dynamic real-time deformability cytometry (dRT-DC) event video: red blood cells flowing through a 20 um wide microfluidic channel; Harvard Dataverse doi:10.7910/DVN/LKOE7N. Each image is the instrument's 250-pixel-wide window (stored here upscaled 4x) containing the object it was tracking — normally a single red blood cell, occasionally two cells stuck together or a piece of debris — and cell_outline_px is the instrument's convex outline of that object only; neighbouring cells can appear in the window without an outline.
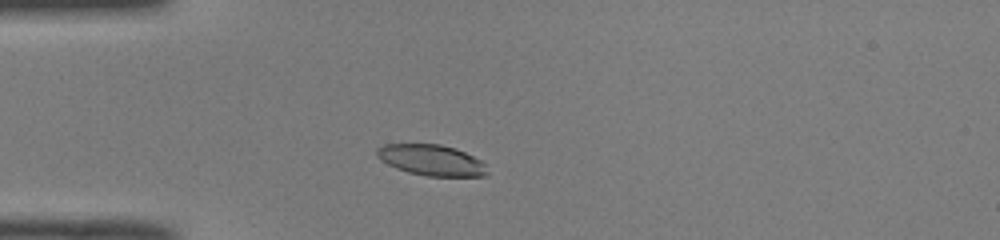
{"species": "common noctule bat (a hibernating species)", "species_latin": "Nyctalus noctula", "temperature_condition": "room temperature", "stored_images_in_passage": 40, "camera_frame_rate_fps": 3000, "um_per_image_px": 0.085, "animal": {"sex": "male", "body_mass_g": 19.0, "forearm_length_mm": 50.8}, "frame": {"image": 1, "passage_image": 3, "time_ms": 0.667, "image_size_px": [1000, 240], "cell_outline_px": [[488, 172], [484, 176], [428, 176], [408, 172], [396, 168], [388, 164], [376, 156], [376, 148], [384, 144], [440, 144], [456, 148], [480, 160], [484, 164]], "centroid_in_image_um": [36.65, 13.6], "position_along_channel_um": 48.4, "area_um2": 19.77}}
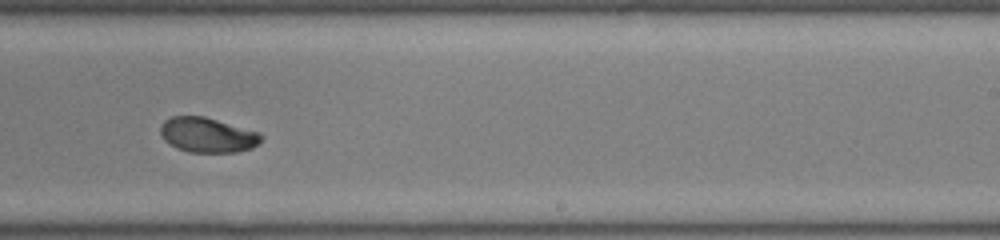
{"frame": {"image": 2, "passage_image": 21, "time_ms": 6.667, "image_size_px": [1000, 240], "cell_outline_px": [[264, 136], [252, 148], [236, 152], [188, 152], [176, 148], [168, 144], [164, 140], [160, 132], [160, 128], [164, 120], [172, 116], [204, 116], [260, 132]], "centroid_in_image_um": [17.62, 11.47], "position_along_channel_um": 271.4, "area_um2": 20.58}}
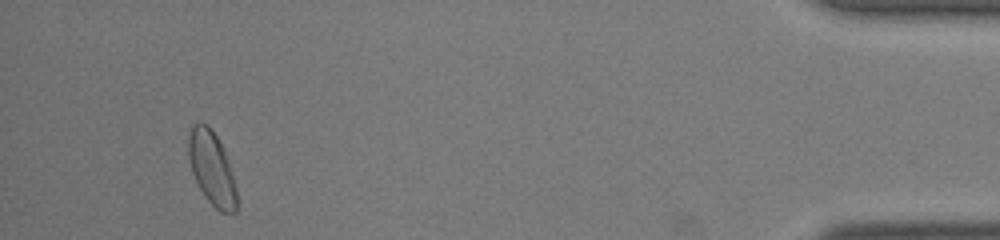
{"frame": {"image": 3, "passage_image": 37, "time_ms": 12.0, "image_size_px": [1000, 240], "cell_outline_px": [[240, 200], [236, 212], [220, 212], [204, 196], [192, 172], [188, 160], [188, 136], [192, 124], [200, 120], [220, 140], [224, 148]], "centroid_in_image_um": [18.02, 14.32], "position_along_channel_um": 417.2, "area_um2": 20.92}, "authors_computed_cell_mechanics": {"area_um2": 20.5768, "velocity_mm_per_s": 3.9849, "shape_relaxation_time_tau1_ms": 2.6733, "shape_relaxation_time_tau2_ms": 1.2753, "deformation_change_tau1": 0.124, "deformation_change_tau2": 0.0305}}